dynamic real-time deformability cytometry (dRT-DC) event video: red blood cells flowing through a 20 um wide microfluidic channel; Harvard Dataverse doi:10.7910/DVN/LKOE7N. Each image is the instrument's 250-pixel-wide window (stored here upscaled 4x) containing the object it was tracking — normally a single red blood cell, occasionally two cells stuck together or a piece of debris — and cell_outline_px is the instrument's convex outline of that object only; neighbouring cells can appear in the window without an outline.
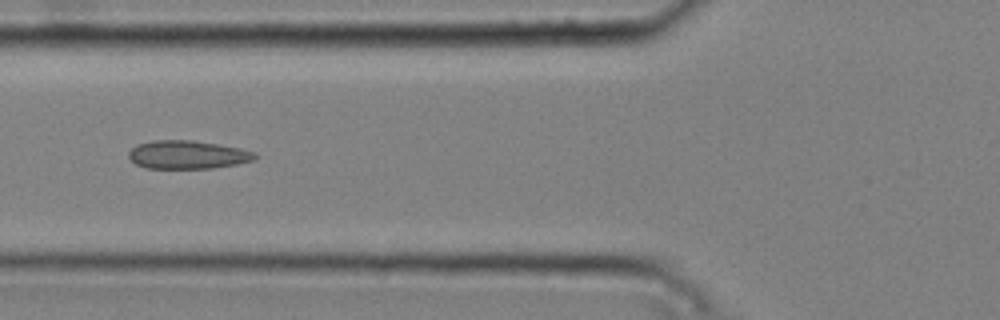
{"species": "common noctule bat (a hibernating species)", "species_latin": "Nyctalus noctula", "temperature_condition": "cold", "stored_images_in_passage": 6, "camera_frame_rate_fps": 3000, "um_per_image_px": 0.085, "animal": {"sex": "male", "body_mass_g": 20.4}, "frame": {"image": 1, "passage_image": 6, "time_ms": 1.667, "image_size_px": [1000, 320], "cell_outline_px": [[260, 156], [256, 160], [236, 164], [212, 168], [144, 168], [136, 164], [128, 156], [128, 152], [136, 144], [152, 140], [192, 140], [240, 148], [256, 152]], "centroid_in_image_um": [15.96, 13.15], "position_along_channel_um": 109.8, "area_um2": 20.98}}